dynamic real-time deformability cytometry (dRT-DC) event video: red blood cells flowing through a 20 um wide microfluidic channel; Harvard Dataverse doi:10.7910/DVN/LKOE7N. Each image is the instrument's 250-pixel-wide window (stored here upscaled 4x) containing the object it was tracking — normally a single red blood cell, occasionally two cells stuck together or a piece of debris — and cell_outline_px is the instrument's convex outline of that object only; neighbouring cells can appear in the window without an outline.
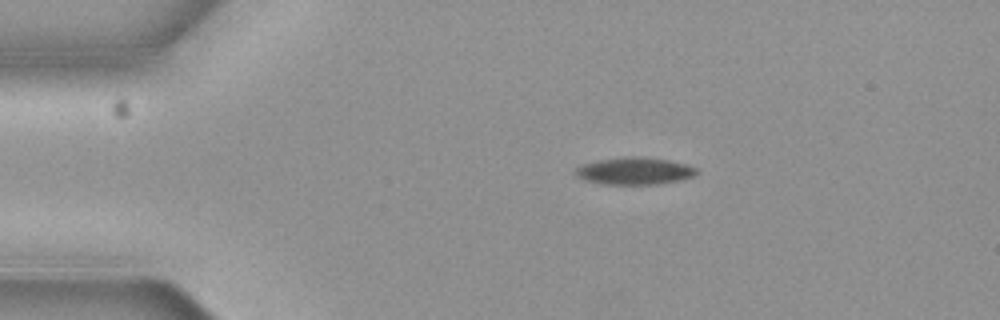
{"species": "common noctule bat (a hibernating species)", "species_latin": "Nyctalus noctula", "temperature_condition": "cold", "stored_images_in_passage": 6, "camera_frame_rate_fps": 3000, "um_per_image_px": 0.085, "animal": {"sex": "female", "body_mass_g": 19.3, "forearm_length_mm": 54.1}, "frame": {"image": 1, "passage_image": 3, "time_ms": 0.667, "image_size_px": [1000, 320], "cell_outline_px": [[700, 172], [692, 176], [680, 180], [656, 184], [604, 184], [584, 180], [576, 176], [576, 168], [584, 164], [600, 160], [668, 160], [684, 164], [696, 168]], "centroid_in_image_um": [53.95, 14.6], "position_along_channel_um": 31.1, "area_um2": 17.8}}
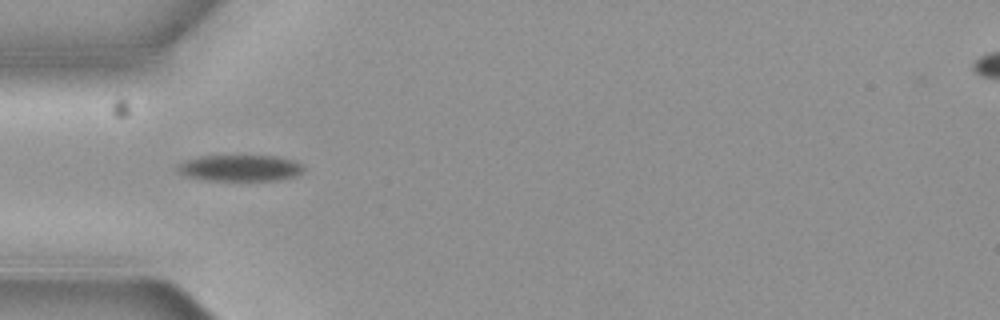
{"frame": {"image": 2, "passage_image": 5, "time_ms": 1.333, "image_size_px": [1000, 320], "cell_outline_px": [[304, 168], [300, 172], [292, 176], [272, 180], [208, 180], [184, 176], [176, 168], [176, 164], [184, 160], [200, 156], [276, 156], [292, 160], [300, 164]], "centroid_in_image_um": [20.3, 14.27], "position_along_channel_um": 64.7, "area_um2": 19.02}}
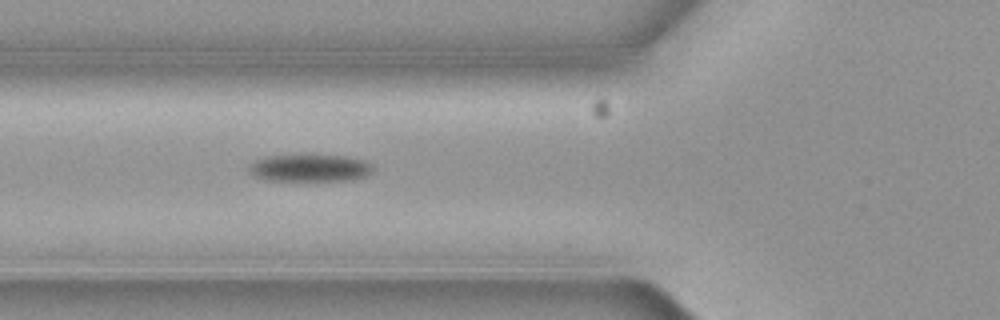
{"frame": {"image": 3, "passage_image": 6, "time_ms": 1.667, "image_size_px": [1000, 320], "cell_outline_px": [[372, 168], [364, 176], [352, 180], [264, 180], [256, 176], [248, 168], [256, 160], [272, 156], [348, 156], [364, 160], [372, 164]], "centroid_in_image_um": [26.37, 14.29], "position_along_channel_um": 99.4, "area_um2": 19.02}}